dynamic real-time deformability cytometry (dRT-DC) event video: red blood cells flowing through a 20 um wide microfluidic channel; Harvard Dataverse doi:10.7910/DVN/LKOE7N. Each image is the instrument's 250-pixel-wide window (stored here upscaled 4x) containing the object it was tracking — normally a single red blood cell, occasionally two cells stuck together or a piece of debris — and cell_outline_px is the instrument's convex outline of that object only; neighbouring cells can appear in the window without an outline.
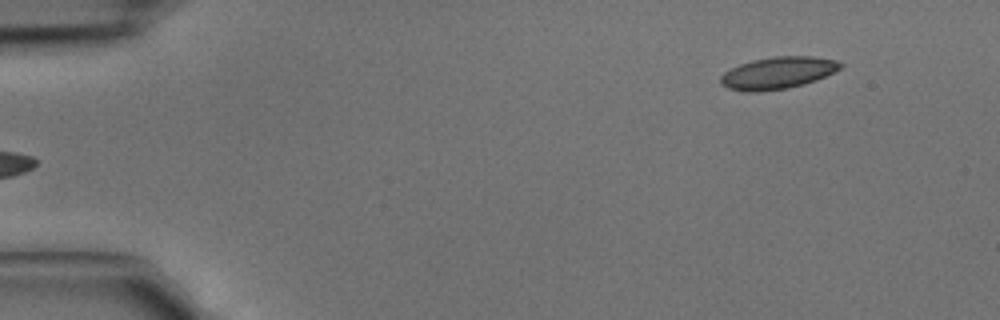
{"species": "common noctule bat (a hibernating species)", "species_latin": "Nyctalus noctula", "temperature_condition": "cold", "stored_images_in_passage": 4, "camera_frame_rate_fps": 3000, "um_per_image_px": 0.085, "animal": {"sex": "male", "body_mass_g": 15.6}, "frame": {"image": 1, "passage_image": 4, "time_ms": 1.0, "image_size_px": [1000, 320], "cell_outline_px": [[844, 64], [840, 68], [816, 80], [804, 84], [788, 88], [756, 92], [744, 92], [728, 88], [720, 84], [720, 76], [724, 72], [740, 64], [752, 60], [776, 56], [812, 56], [836, 60]], "centroid_in_image_um": [66.08, 6.2], "position_along_channel_um": 18.9, "area_um2": 22.31}}